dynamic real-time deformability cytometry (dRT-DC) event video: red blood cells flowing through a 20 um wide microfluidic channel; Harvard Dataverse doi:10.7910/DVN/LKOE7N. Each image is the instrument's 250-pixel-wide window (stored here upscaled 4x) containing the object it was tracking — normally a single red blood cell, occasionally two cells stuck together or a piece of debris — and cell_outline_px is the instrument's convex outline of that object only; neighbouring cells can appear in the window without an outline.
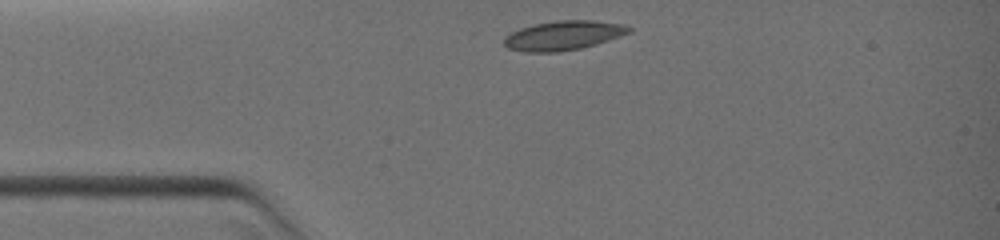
{"species": "common noctule bat (a hibernating species)", "species_latin": "Nyctalus noctula", "temperature_condition": "warm", "stored_images_in_passage": 5, "camera_frame_rate_fps": 3000, "um_per_image_px": 0.085, "animal": {"sex": "female", "body_mass_g": 19.0, "forearm_length_mm": 51.5}, "frame": {"image": 1, "passage_image": 1, "time_ms": 0.0, "image_size_px": [1000, 240], "cell_outline_px": [[632, 32], [596, 44], [580, 48], [560, 52], [524, 52], [508, 48], [504, 44], [504, 36], [520, 28], [532, 24], [556, 20], [592, 20], [624, 24], [632, 28]], "centroid_in_image_um": [47.88, 3.01], "position_along_channel_um": 37.1, "area_um2": 21.5}}
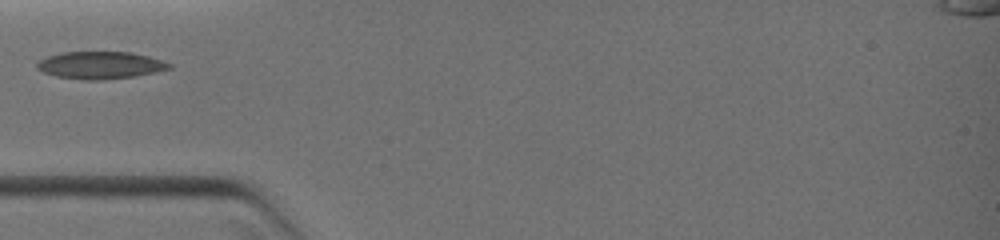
{"frame": {"image": 2, "passage_image": 4, "time_ms": 1.333, "image_size_px": [1000, 240], "cell_outline_px": [[172, 68], [156, 72], [136, 76], [100, 80], [84, 80], [56, 76], [44, 72], [36, 68], [36, 64], [40, 60], [48, 56], [60, 52], [132, 52], [164, 60], [172, 64]], "centroid_in_image_um": [8.56, 5.54], "position_along_channel_um": 76.4, "area_um2": 21.15}}